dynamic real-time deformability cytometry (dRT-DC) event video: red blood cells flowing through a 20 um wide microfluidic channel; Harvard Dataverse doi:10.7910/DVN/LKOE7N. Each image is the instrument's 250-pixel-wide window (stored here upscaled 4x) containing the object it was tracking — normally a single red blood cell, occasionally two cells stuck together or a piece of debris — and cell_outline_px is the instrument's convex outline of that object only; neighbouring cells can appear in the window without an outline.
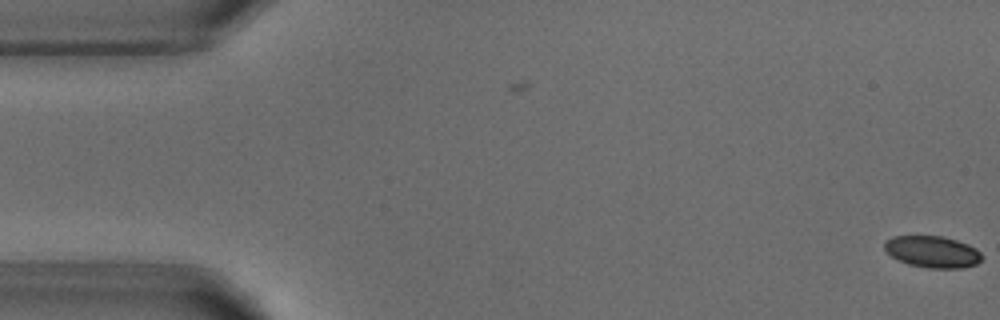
{"species": "common noctule bat (a hibernating species)", "species_latin": "Nyctalus noctula", "temperature_condition": "warm", "stored_images_in_passage": 4, "camera_frame_rate_fps": 3000, "um_per_image_px": 0.085, "animal": {"sex": "male", "body_mass_g": 18.8}, "frame": {"image": 1, "passage_image": 4, "time_ms": 1.0, "image_size_px": [1000, 320], "cell_outline_px": [[984, 256], [976, 264], [960, 268], [928, 268], [908, 264], [884, 252], [884, 240], [892, 236], [944, 236], [968, 244], [976, 248]], "centroid_in_image_um": [79.24, 21.39], "position_along_channel_um": 5.8, "area_um2": 18.09}}